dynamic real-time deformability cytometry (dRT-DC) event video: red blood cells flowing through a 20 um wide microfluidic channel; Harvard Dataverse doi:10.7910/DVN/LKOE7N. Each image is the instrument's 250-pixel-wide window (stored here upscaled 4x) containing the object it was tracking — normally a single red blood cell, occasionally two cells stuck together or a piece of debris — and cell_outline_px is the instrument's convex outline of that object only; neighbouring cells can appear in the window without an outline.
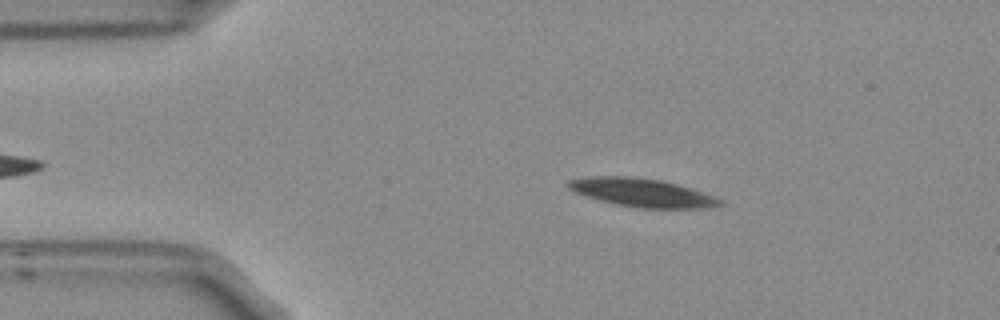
{"species": "Egyptian fruit bat (a non-hibernating species)", "species_latin": "Rousettus aegyptiacus", "temperature_condition": "room temperature", "stored_images_in_passage": 45, "camera_frame_rate_fps": 3000, "um_per_image_px": 0.085, "frame": {"image": 1, "passage_image": 8, "time_ms": 2.333, "image_size_px": [1000, 320], "cell_outline_px": [[724, 204], [716, 208], [644, 208], [616, 204], [600, 200], [576, 192], [568, 188], [564, 184], [568, 180], [592, 176], [636, 176], [660, 180], [692, 188], [716, 196], [724, 200]], "centroid_in_image_um": [54.65, 16.37], "position_along_channel_um": 30.4, "area_um2": 25.26}}
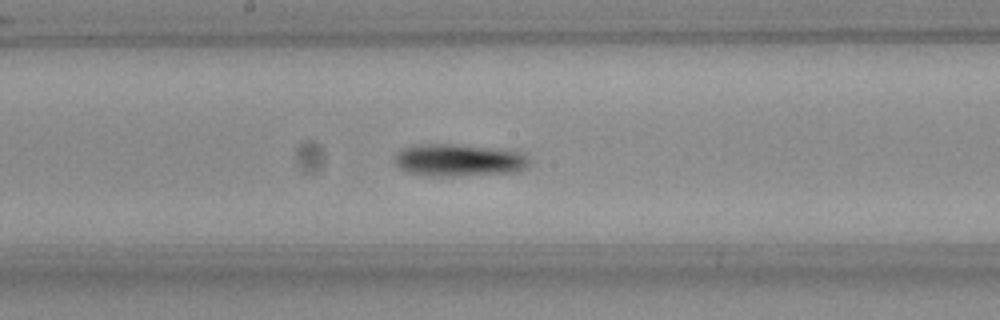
{"frame": {"image": 2, "passage_image": 26, "time_ms": 8.333, "image_size_px": [1000, 320], "cell_outline_px": [[528, 168], [520, 172], [452, 176], [432, 176], [408, 172], [400, 168], [396, 164], [396, 156], [404, 148], [420, 144], [448, 144], [484, 148], [516, 152], [524, 156], [528, 160]], "centroid_in_image_um": [38.99, 13.64], "position_along_channel_um": 209.2, "area_um2": 24.62}}
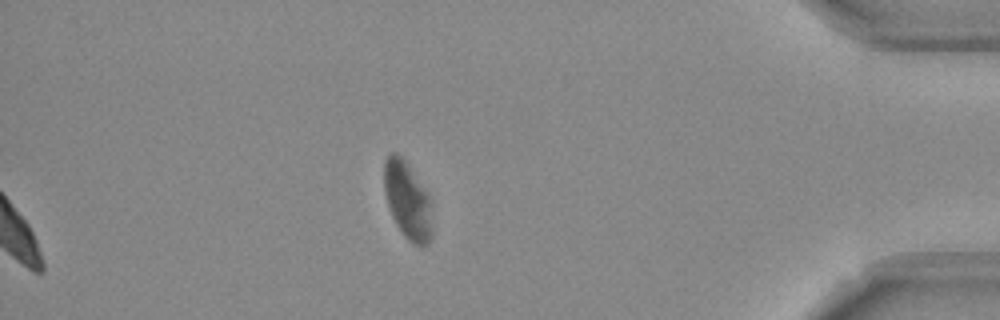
{"frame": {"image": 3, "passage_image": 45, "time_ms": 14.667, "image_size_px": [1000, 320], "cell_outline_px": [[432, 236], [428, 244], [420, 248], [412, 244], [400, 232], [392, 216], [384, 192], [384, 160], [392, 152], [396, 152], [408, 164], [428, 196], [432, 228]], "centroid_in_image_um": [34.62, 17.09], "position_along_channel_um": 400.6, "area_um2": 21.5}, "authors_computed_cell_mechanics": {"area_um2": 24.3916, "velocity_mm_per_s": 3.7248, "shape_relaxation_time_tau1_ms": 3.6419, "shape_relaxation_time_tau2_ms": null, "deformation_change_tau1": 0.149, "deformation_change_tau2": null}}